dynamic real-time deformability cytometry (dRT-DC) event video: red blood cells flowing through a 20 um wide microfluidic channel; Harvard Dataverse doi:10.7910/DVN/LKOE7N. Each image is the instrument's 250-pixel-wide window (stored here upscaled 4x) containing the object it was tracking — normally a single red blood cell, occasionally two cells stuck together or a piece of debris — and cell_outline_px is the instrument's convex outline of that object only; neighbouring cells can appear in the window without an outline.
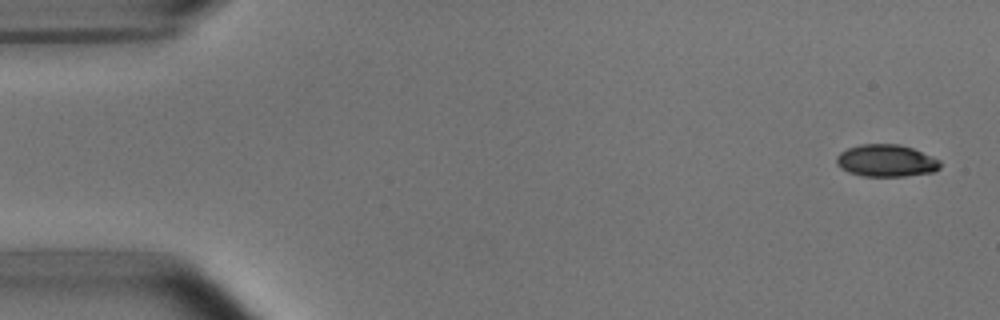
{"species": "common noctule bat (a hibernating species)", "species_latin": "Nyctalus noctula", "temperature_condition": "room temperature", "stored_images_in_passage": 7, "camera_frame_rate_fps": 3000, "um_per_image_px": 0.085, "animal": {"sex": "male", "body_mass_g": 15.6}, "frame": {"image": 1, "passage_image": 1, "time_ms": 0.0, "image_size_px": [1000, 320], "cell_outline_px": [[940, 168], [932, 172], [904, 176], [860, 176], [848, 172], [840, 168], [836, 164], [836, 156], [840, 152], [848, 148], [860, 144], [900, 144], [912, 148], [932, 156], [940, 160]], "centroid_in_image_um": [75.3, 13.66], "position_along_channel_um": 9.7, "area_um2": 19.54}}
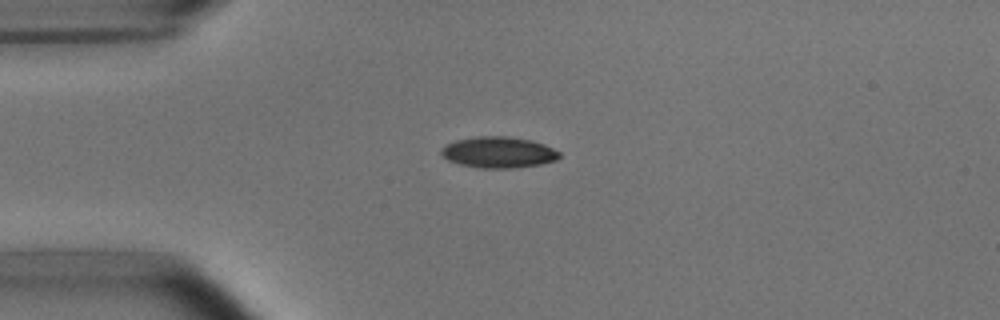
{"frame": {"image": 2, "passage_image": 4, "time_ms": 3.667, "image_size_px": [1000, 320], "cell_outline_px": [[560, 156], [556, 160], [540, 164], [516, 168], [480, 168], [460, 164], [448, 160], [440, 152], [440, 148], [456, 140], [476, 136], [508, 136], [532, 140], [544, 144], [560, 152]], "centroid_in_image_um": [42.38, 12.94], "position_along_channel_um": 42.6, "area_um2": 21.44}}
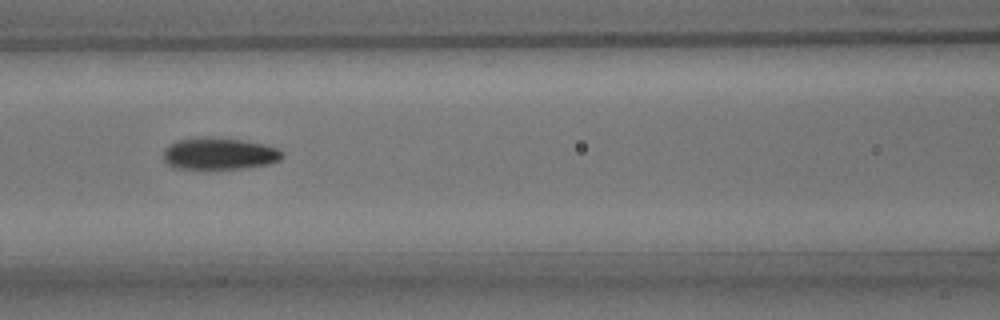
{"frame": {"image": 3, "passage_image": 7, "time_ms": 7.0, "image_size_px": [1000, 320], "cell_outline_px": [[284, 156], [280, 160], [268, 164], [244, 168], [172, 168], [164, 160], [164, 148], [168, 144], [176, 140], [204, 136], [212, 136], [244, 140], [264, 144], [280, 148], [284, 152]], "centroid_in_image_um": [18.65, 13.03], "position_along_channel_um": 147.9, "area_um2": 22.43}}